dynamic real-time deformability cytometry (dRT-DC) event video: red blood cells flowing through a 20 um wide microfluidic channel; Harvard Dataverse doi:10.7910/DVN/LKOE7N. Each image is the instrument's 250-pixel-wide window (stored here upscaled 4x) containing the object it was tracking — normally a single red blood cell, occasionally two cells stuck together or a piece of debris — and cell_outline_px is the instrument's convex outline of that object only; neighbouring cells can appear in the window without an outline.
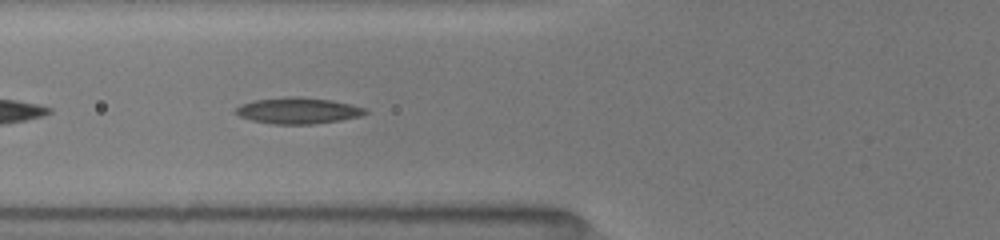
{"species": "common noctule bat (a hibernating species)", "species_latin": "Nyctalus noctula", "temperature_condition": "room temperature", "stored_images_in_passage": 28, "camera_frame_rate_fps": 3000, "um_per_image_px": 0.085, "animal": {"sex": "female", "body_mass_g": 19.5, "forearm_length_mm": 54.1}, "frame": {"image": 1, "passage_image": 4, "time_ms": 1.0, "image_size_px": [1000, 240], "cell_outline_px": [[368, 112], [360, 116], [340, 120], [312, 124], [272, 124], [252, 120], [240, 116], [232, 112], [240, 104], [252, 100], [288, 96], [300, 96], [332, 100], [364, 108]], "centroid_in_image_um": [25.27, 9.39], "position_along_channel_um": 100.5, "area_um2": 19.83}}
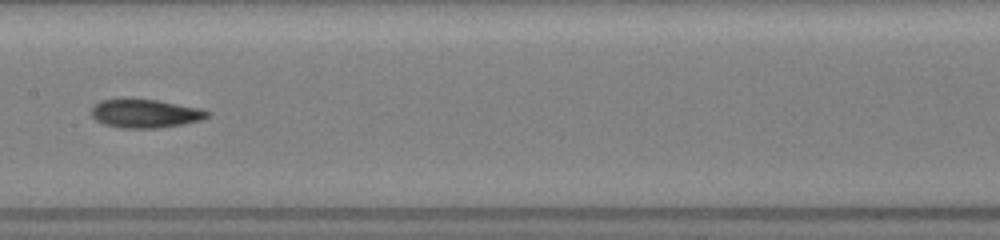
{"frame": {"image": 2, "passage_image": 11, "time_ms": 3.333, "image_size_px": [1000, 240], "cell_outline_px": [[212, 112], [208, 116], [200, 120], [184, 124], [160, 128], [120, 128], [104, 124], [96, 120], [92, 116], [92, 108], [100, 100], [124, 96], [156, 100], [200, 108]], "centroid_in_image_um": [12.31, 9.62], "position_along_channel_um": 195.1, "area_um2": 19.83}}
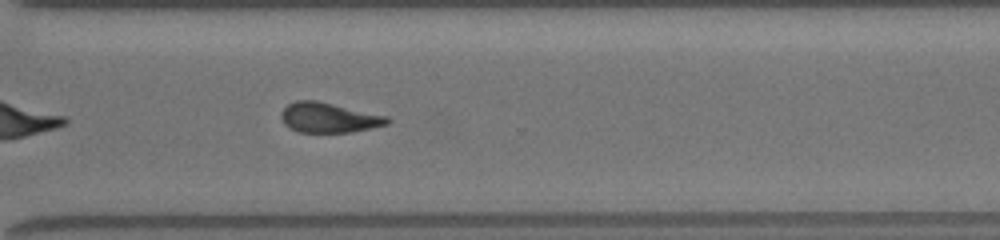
{"frame": {"image": 3, "passage_image": 22, "time_ms": 7.0, "image_size_px": [1000, 240], "cell_outline_px": [[392, 120], [388, 124], [372, 128], [348, 132], [300, 132], [284, 124], [280, 116], [280, 112], [288, 104], [296, 100], [316, 100], [388, 116]], "centroid_in_image_um": [27.96, 9.99], "position_along_channel_um": 342.6, "area_um2": 18.5}, "authors_computed_cell_mechanics": {"area_um2": 18.8428, "velocity_mm_per_s": 4.0409, "shape_relaxation_time_tau1_ms": null, "shape_relaxation_time_tau2_ms": 6.4491, "deformation_change_tau1": null, "deformation_change_tau2": 0.1639}}